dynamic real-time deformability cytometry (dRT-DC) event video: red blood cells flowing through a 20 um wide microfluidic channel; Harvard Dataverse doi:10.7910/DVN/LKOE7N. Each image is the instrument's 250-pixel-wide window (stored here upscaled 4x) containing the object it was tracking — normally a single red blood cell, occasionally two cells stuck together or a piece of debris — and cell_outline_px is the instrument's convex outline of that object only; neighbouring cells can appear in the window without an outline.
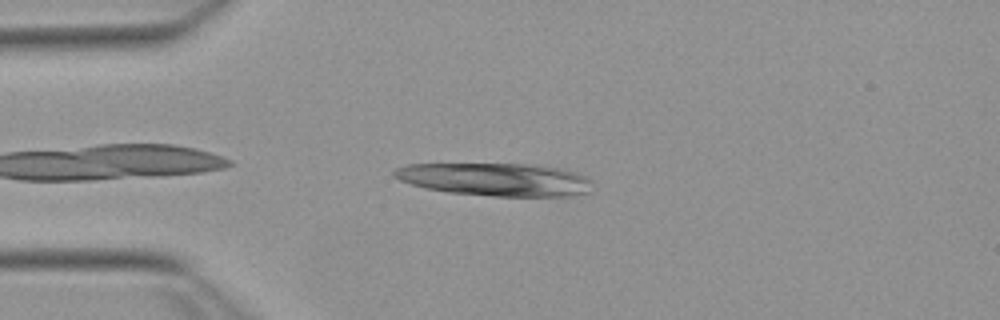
{"species": "Egyptian fruit bat (a non-hibernating species)", "species_latin": "Rousettus aegyptiacus", "temperature_condition": "warm", "stored_images_in_passage": 18, "camera_frame_rate_fps": 3000, "um_per_image_px": 0.085, "animal": {"sex": "female"}, "frame": {"image": 1, "passage_image": 3, "time_ms": 0.667, "image_size_px": [1000, 320], "cell_outline_px": [[592, 192], [568, 196], [492, 196], [448, 192], [424, 188], [400, 180], [392, 176], [392, 172], [396, 168], [408, 164], [524, 164], [560, 168], [576, 172], [588, 176], [592, 180]], "centroid_in_image_um": [42.15, 15.25], "position_along_channel_um": 42.9, "area_um2": 38.26}}